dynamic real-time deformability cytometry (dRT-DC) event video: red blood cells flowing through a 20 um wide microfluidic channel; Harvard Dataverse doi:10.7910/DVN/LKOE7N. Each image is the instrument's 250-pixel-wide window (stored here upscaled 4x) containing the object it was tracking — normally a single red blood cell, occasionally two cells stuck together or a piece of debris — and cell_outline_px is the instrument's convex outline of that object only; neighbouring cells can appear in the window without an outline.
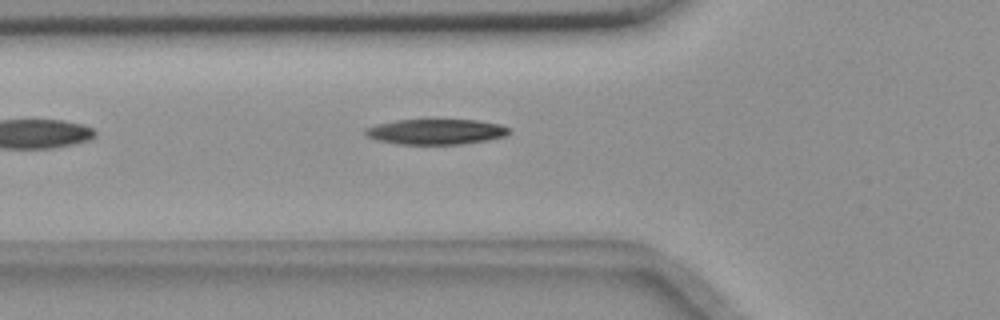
{"species": "common noctule bat (a hibernating species)", "species_latin": "Nyctalus noctula", "temperature_condition": "room temperature", "stored_images_in_passage": 11, "camera_frame_rate_fps": 3000, "um_per_image_px": 0.085, "animal": {"sex": "female", "body_mass_g": 18.4}, "frame": {"image": 1, "passage_image": 4, "time_ms": 1.0, "image_size_px": [1000, 320], "cell_outline_px": [[508, 132], [504, 136], [488, 140], [464, 144], [396, 144], [376, 140], [368, 136], [364, 132], [364, 128], [376, 124], [396, 120], [476, 120], [500, 124], [508, 128]], "centroid_in_image_um": [37.01, 11.2], "position_along_channel_um": 88.8, "area_um2": 21.21}}
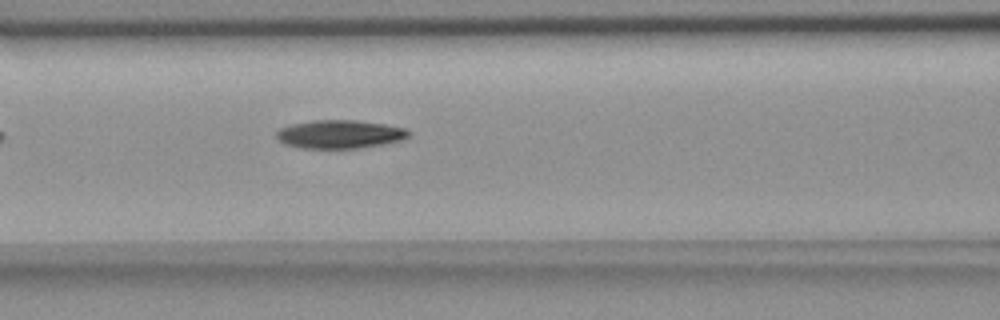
{"frame": {"image": 2, "passage_image": 8, "time_ms": 2.333, "image_size_px": [1000, 320], "cell_outline_px": [[412, 132], [404, 140], [384, 144], [360, 148], [300, 148], [284, 144], [276, 136], [276, 132], [280, 128], [292, 124], [312, 120], [360, 120], [384, 124], [404, 128]], "centroid_in_image_um": [28.9, 11.41], "position_along_channel_um": 137.7, "area_um2": 22.02}}